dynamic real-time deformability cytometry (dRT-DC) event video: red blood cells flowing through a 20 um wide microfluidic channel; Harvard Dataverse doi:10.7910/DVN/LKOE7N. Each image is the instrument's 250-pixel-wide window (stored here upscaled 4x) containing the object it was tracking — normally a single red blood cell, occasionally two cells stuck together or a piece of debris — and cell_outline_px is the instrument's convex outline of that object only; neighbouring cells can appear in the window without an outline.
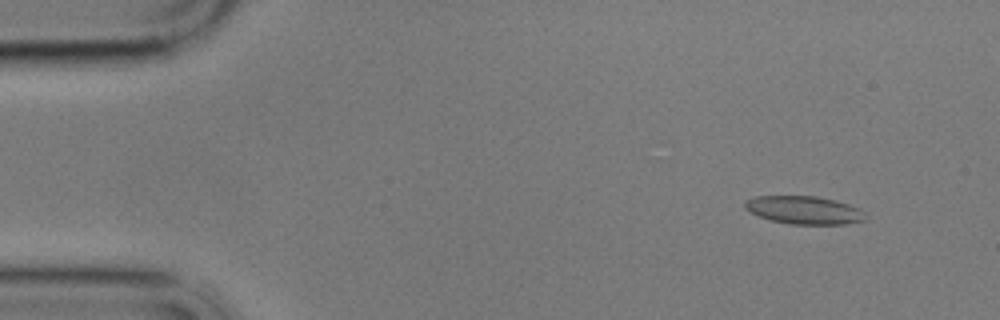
{"species": "common noctule bat (a hibernating species)", "species_latin": "Nyctalus noctula", "temperature_condition": "cold", "stored_images_in_passage": 56, "camera_frame_rate_fps": 3000, "um_per_image_px": 0.085, "animal": {"sex": "male", "body_mass_g": 17.9}, "frame": {"image": 1, "passage_image": 4, "time_ms": 1.0, "image_size_px": [1000, 320], "cell_outline_px": [[868, 220], [844, 224], [788, 224], [768, 220], [744, 208], [744, 200], [756, 196], [816, 196], [848, 204], [864, 212]], "centroid_in_image_um": [68.32, 17.86], "position_along_channel_um": 16.7, "area_um2": 19.65}}
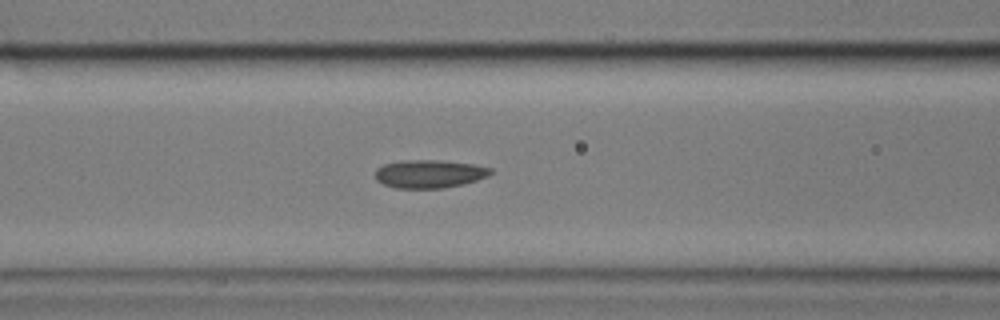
{"frame": {"image": 2, "passage_image": 22, "time_ms": 7.0, "image_size_px": [1000, 320], "cell_outline_px": [[492, 172], [488, 176], [464, 184], [444, 188], [396, 188], [384, 184], [376, 180], [376, 168], [384, 164], [404, 160], [436, 160], [472, 164], [492, 168]], "centroid_in_image_um": [36.49, 14.78], "position_along_channel_um": 130.1, "area_um2": 18.84}}
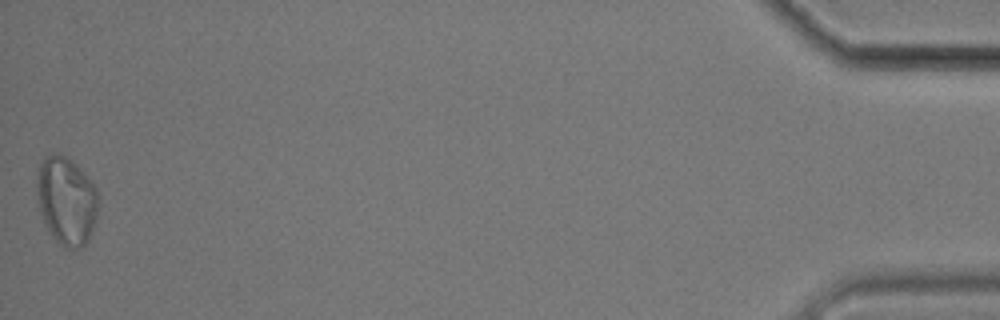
{"frame": {"image": 3, "passage_image": 56, "time_ms": 18.333, "image_size_px": [1000, 320], "cell_outline_px": [[96, 220], [92, 232], [88, 240], [80, 248], [64, 248], [48, 232], [40, 208], [36, 192], [36, 180], [40, 164], [44, 156], [52, 152], [56, 152], [72, 160], [76, 164], [96, 188]], "centroid_in_image_um": [5.62, 17.05], "position_along_channel_um": 429.6, "area_um2": 31.33}, "authors_computed_cell_mechanics": {"area_um2": 19.4786, "velocity_mm_per_s": 3.4697, "shape_relaxation_time_tau1_ms": null, "shape_relaxation_time_tau2_ms": 4.1262, "deformation_change_tau1": null, "deformation_change_tau2": 0.0962}}